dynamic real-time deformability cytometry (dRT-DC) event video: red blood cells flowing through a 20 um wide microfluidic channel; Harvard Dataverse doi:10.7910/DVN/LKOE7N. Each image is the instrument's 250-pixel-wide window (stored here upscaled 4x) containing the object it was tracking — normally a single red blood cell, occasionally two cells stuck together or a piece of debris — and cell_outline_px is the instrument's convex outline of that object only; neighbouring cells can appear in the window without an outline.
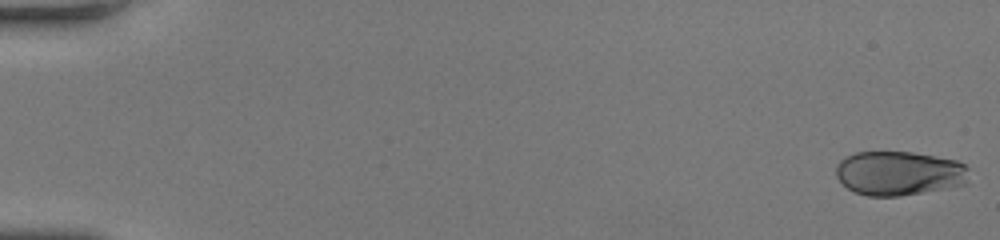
{"species": "human", "species_latin": "Homo sapiens", "temperature_condition": "room temperature", "stored_images_in_passage": 46, "camera_frame_rate_fps": 3000, "um_per_image_px": 0.085, "donor": {"sex": "female"}, "frame": {"image": 1, "passage_image": 1, "time_ms": 0.0, "image_size_px": [1000, 240], "cell_outline_px": [[968, 184], [948, 188], [900, 196], [868, 196], [856, 192], [848, 188], [836, 176], [836, 164], [844, 156], [856, 152], [912, 152], [956, 160], [964, 164], [968, 168]], "centroid_in_image_um": [76.43, 14.72], "position_along_channel_um": 8.6, "area_um2": 34.51}}
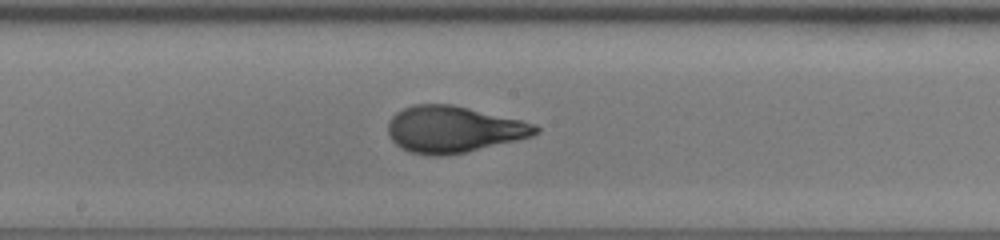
{"frame": {"image": 2, "passage_image": 26, "time_ms": 8.333, "image_size_px": [1000, 240], "cell_outline_px": [[540, 132], [532, 136], [516, 140], [464, 152], [444, 156], [428, 156], [408, 152], [400, 148], [392, 140], [388, 132], [388, 124], [392, 116], [396, 112], [412, 104], [452, 104], [520, 120], [536, 124], [540, 128]], "centroid_in_image_um": [38.51, 11.0], "position_along_channel_um": 209.7, "area_um2": 39.94}}
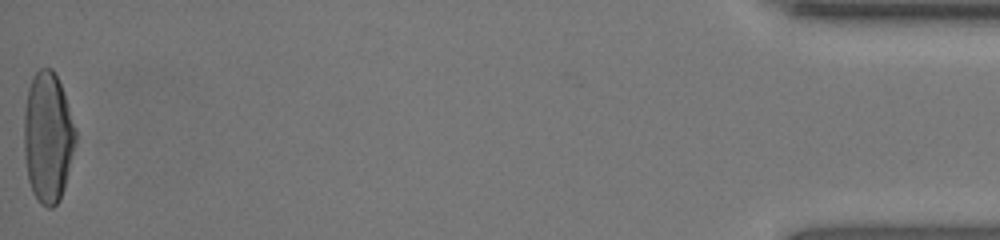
{"frame": {"image": 3, "passage_image": 46, "time_ms": 15.0, "image_size_px": [1000, 240], "cell_outline_px": [[76, 144], [64, 188], [60, 200], [52, 208], [48, 208], [40, 204], [32, 192], [28, 180], [24, 156], [24, 108], [28, 88], [32, 76], [40, 68], [52, 68], [64, 92], [76, 128]], "centroid_in_image_um": [4.06, 11.68], "position_along_channel_um": 431.1, "area_um2": 39.65}}